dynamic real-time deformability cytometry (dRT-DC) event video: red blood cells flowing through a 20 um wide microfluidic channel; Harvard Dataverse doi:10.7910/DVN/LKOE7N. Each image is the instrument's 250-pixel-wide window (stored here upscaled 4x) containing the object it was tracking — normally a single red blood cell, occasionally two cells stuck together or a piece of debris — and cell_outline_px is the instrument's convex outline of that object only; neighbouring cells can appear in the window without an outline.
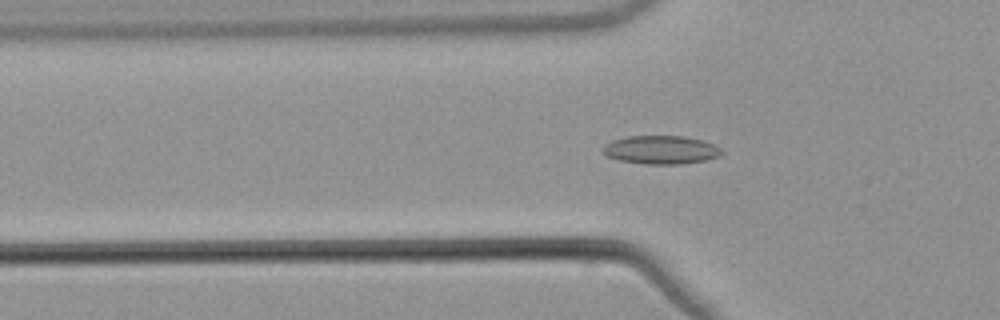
{"species": "common noctule bat (a hibernating species)", "species_latin": "Nyctalus noctula", "temperature_condition": "warm", "stored_images_in_passage": 54, "camera_frame_rate_fps": 3000, "um_per_image_px": 0.085, "animal": {"sex": "male", "body_mass_g": 21.5, "forearm_length_mm": 52.0}, "frame": {"image": 1, "passage_image": 18, "time_ms": 5.667, "image_size_px": [1000, 320], "cell_outline_px": [[724, 152], [720, 156], [708, 160], [680, 164], [644, 164], [620, 160], [608, 156], [600, 152], [600, 148], [604, 144], [612, 140], [628, 136], [684, 136], [700, 140], [712, 144], [720, 148]], "centroid_in_image_um": [56.15, 12.74], "position_along_channel_um": 69.7, "area_um2": 19.83}}
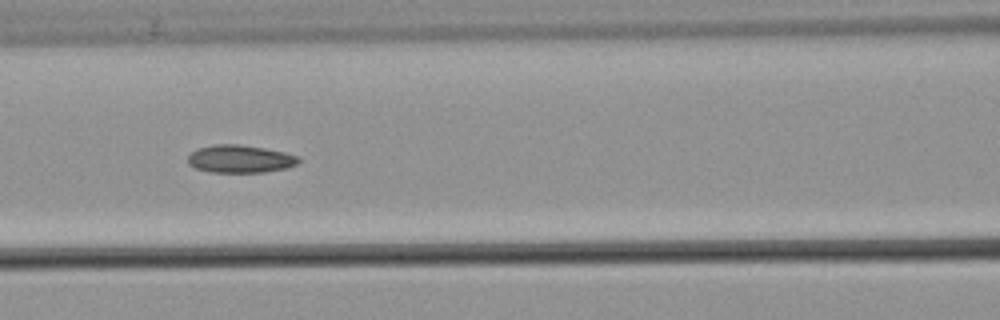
{"frame": {"image": 2, "passage_image": 24, "time_ms": 7.667, "image_size_px": [1000, 320], "cell_outline_px": [[300, 160], [296, 164], [284, 168], [264, 172], [212, 172], [196, 168], [188, 164], [188, 156], [192, 152], [200, 148], [212, 144], [236, 144], [264, 148], [284, 152], [300, 156]], "centroid_in_image_um": [20.41, 13.5], "position_along_channel_um": 146.2, "area_um2": 17.74}}
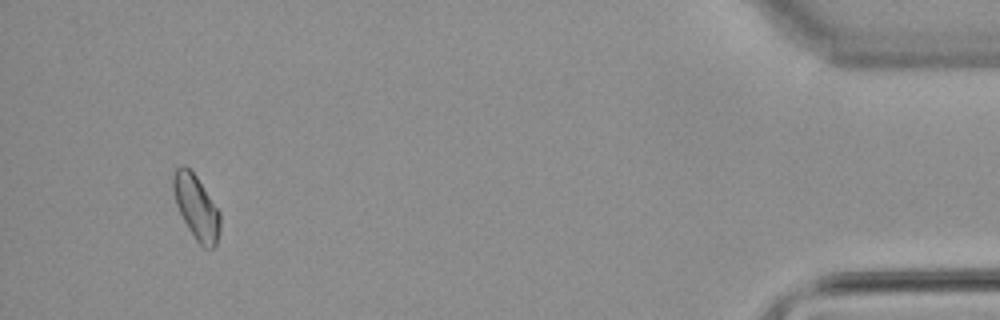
{"frame": {"image": 3, "passage_image": 51, "time_ms": 16.667, "image_size_px": [1000, 320], "cell_outline_px": [[220, 228], [216, 244], [212, 248], [204, 248], [196, 240], [188, 228], [176, 204], [172, 188], [172, 176], [176, 168], [184, 164], [196, 176], [220, 212]], "centroid_in_image_um": [16.67, 17.6], "position_along_channel_um": 418.5, "area_um2": 17.34}, "authors_computed_cell_mechanics": {"area_um2": 17.6579, "velocity_mm_per_s": 3.8356, "shape_relaxation_time_tau1_ms": null, "shape_relaxation_time_tau2_ms": 10.8018, "deformation_change_tau1": null, "deformation_change_tau2": 0.1674}}